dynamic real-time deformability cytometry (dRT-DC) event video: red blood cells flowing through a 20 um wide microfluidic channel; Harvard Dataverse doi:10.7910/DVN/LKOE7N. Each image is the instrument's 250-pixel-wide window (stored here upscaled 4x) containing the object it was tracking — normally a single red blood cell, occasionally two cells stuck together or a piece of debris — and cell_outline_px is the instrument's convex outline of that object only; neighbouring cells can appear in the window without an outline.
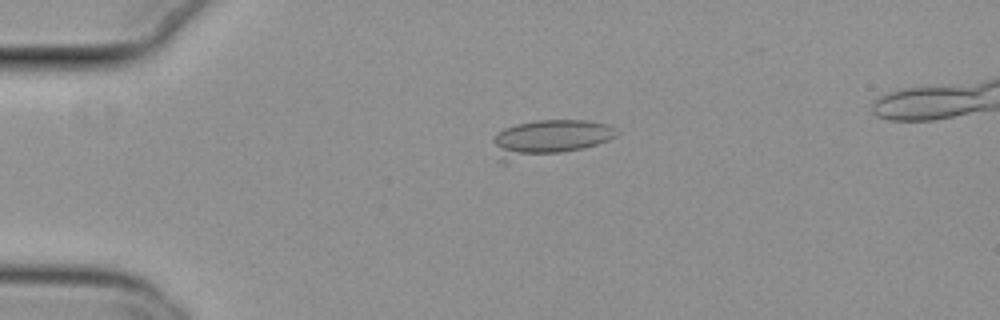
{"species": "common noctule bat (a hibernating species)", "species_latin": "Nyctalus noctula", "temperature_condition": "cold", "stored_images_in_passage": 40, "camera_frame_rate_fps": 3000, "um_per_image_px": 0.085, "animal": {"sex": "female", "body_mass_g": 29.2, "forearm_length_mm": 56.3}, "frame": {"image": 1, "passage_image": 5, "time_ms": 1.333, "image_size_px": [1000, 320], "cell_outline_px": [[620, 132], [616, 136], [608, 140], [584, 148], [504, 164], [500, 164], [492, 140], [496, 132], [504, 128], [516, 124], [536, 120], [588, 120], [608, 124]], "centroid_in_image_um": [46.62, 11.76], "position_along_channel_um": 38.4, "area_um2": 26.7}}
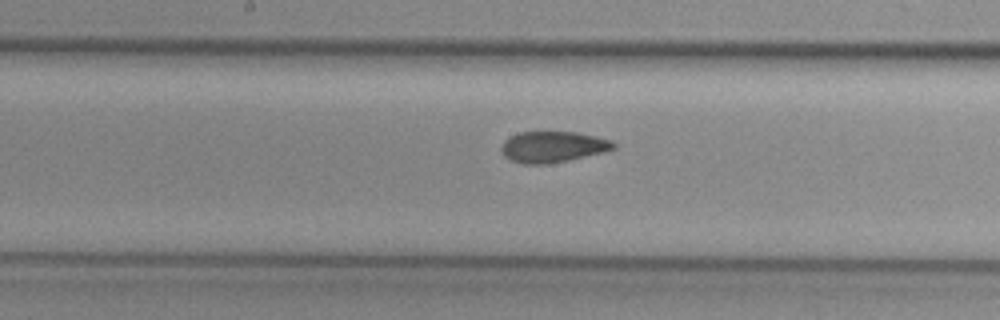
{"frame": {"image": 2, "passage_image": 21, "time_ms": 6.667, "image_size_px": [1000, 320], "cell_outline_px": [[616, 148], [604, 152], [568, 160], [548, 164], [524, 164], [512, 160], [504, 156], [500, 148], [504, 140], [520, 132], [576, 132], [596, 136], [612, 140], [616, 144]], "centroid_in_image_um": [47.01, 12.48], "position_along_channel_um": 201.2, "area_um2": 20.29}}
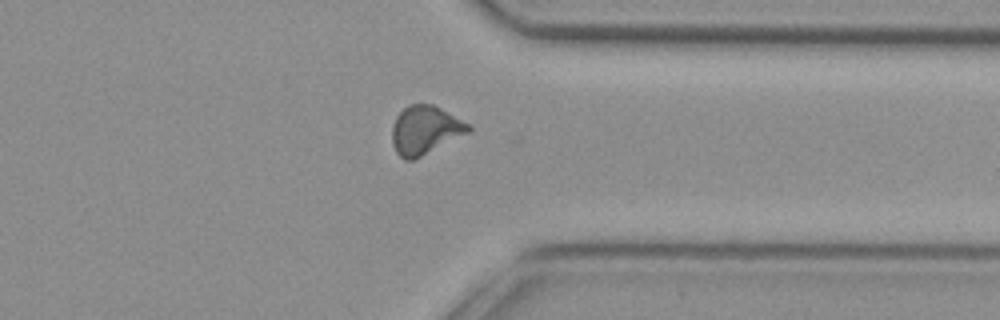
{"frame": {"image": 3, "passage_image": 35, "time_ms": 11.333, "image_size_px": [1000, 320], "cell_outline_px": [[472, 128], [468, 132], [412, 160], [404, 160], [396, 152], [392, 144], [392, 124], [396, 116], [408, 104], [432, 104], [440, 108], [468, 124]], "centroid_in_image_um": [36.07, 11.04], "position_along_channel_um": 375.3, "area_um2": 21.1}}